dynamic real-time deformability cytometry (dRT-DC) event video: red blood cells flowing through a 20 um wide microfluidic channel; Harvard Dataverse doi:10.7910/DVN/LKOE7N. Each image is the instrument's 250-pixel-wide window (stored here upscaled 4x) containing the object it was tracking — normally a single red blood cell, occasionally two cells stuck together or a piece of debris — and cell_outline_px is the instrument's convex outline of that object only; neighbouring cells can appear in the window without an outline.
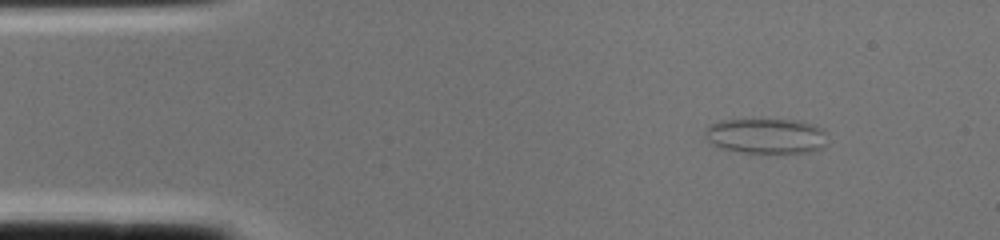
{"species": "common noctule bat (a hibernating species)", "species_latin": "Nyctalus noctula", "temperature_condition": "cold", "stored_images_in_passage": 2, "camera_frame_rate_fps": 3000, "um_per_image_px": 0.085, "animal": {"sex": "female", "body_mass_g": 22.0, "forearm_length_mm": 56.7}, "frame": {"image": 1, "passage_image": 1, "time_ms": 0.0, "image_size_px": [1000, 240], "cell_outline_px": [[828, 144], [824, 148], [808, 152], [744, 152], [724, 148], [712, 144], [704, 136], [704, 132], [708, 124], [720, 120], [800, 120], [824, 128], [828, 132]], "centroid_in_image_um": [65.19, 11.54], "position_along_channel_um": 19.8, "area_um2": 25.37}}